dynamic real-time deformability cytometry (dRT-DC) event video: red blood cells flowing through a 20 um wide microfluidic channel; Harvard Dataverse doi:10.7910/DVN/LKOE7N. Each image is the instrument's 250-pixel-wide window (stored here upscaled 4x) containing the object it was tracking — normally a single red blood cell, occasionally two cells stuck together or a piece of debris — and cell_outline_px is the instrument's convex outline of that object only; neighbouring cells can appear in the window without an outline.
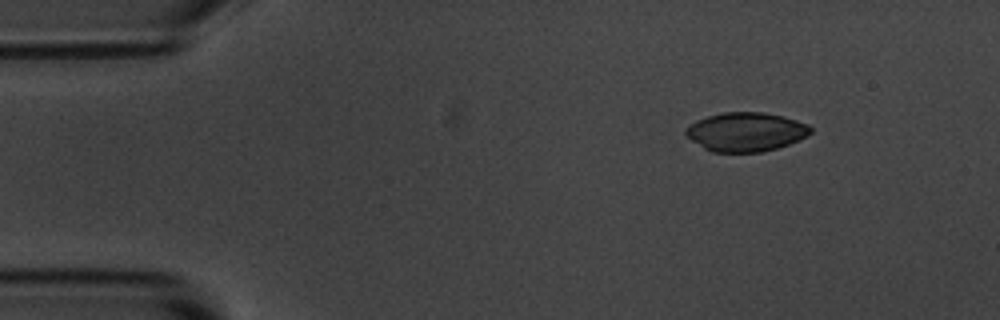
{"species": "common noctule bat (a hibernating species)", "species_latin": "Nyctalus noctula", "temperature_condition": "room temperature", "stored_images_in_passage": 6, "camera_frame_rate_fps": 3000, "um_per_image_px": 0.085, "animal": {"sex": "male", "body_mass_g": 20.1, "forearm_length_mm": 53.5}, "frame": {"image": 1, "passage_image": 1, "time_ms": 0.0, "image_size_px": [1000, 320], "cell_outline_px": [[812, 132], [808, 136], [800, 140], [776, 148], [760, 152], [712, 152], [704, 148], [684, 136], [684, 132], [696, 120], [708, 116], [724, 112], [764, 112], [784, 116], [808, 124], [812, 128]], "centroid_in_image_um": [63.42, 11.21], "position_along_channel_um": 21.6, "area_um2": 28.44}}
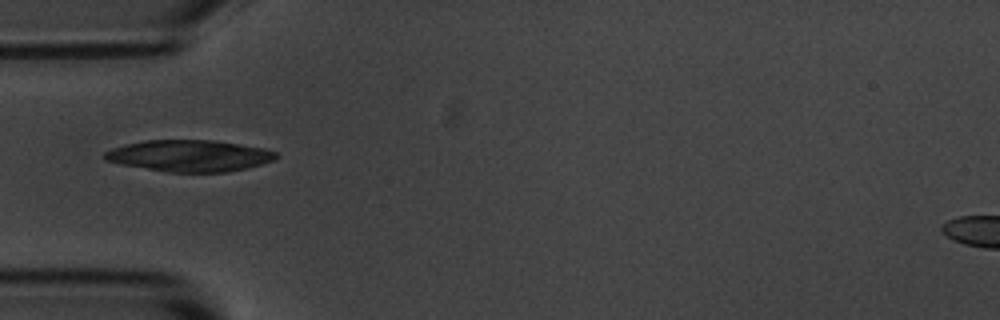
{"frame": {"image": 2, "passage_image": 4, "time_ms": 3.333, "image_size_px": [1000, 320], "cell_outline_px": [[280, 156], [272, 160], [260, 164], [228, 172], [168, 172], [120, 164], [104, 160], [104, 152], [112, 148], [124, 144], [144, 140], [212, 140], [264, 148], [276, 152]], "centroid_in_image_um": [16.06, 13.23], "position_along_channel_um": 68.9, "area_um2": 31.39}}
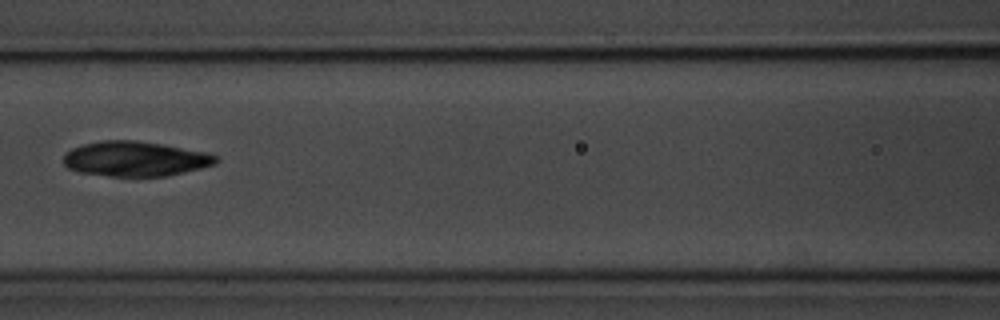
{"frame": {"image": 3, "passage_image": 6, "time_ms": 5.667, "image_size_px": [1000, 320], "cell_outline_px": [[220, 160], [216, 164], [168, 176], [108, 176], [80, 172], [68, 168], [64, 164], [64, 152], [72, 148], [84, 144], [100, 140], [136, 140], [164, 144], [208, 152], [216, 156]], "centroid_in_image_um": [11.51, 13.49], "position_along_channel_um": 155.1, "area_um2": 31.27}}